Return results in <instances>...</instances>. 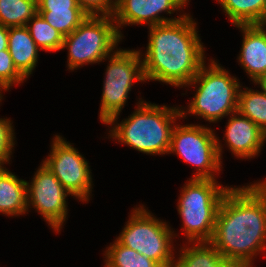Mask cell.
Here are the masks:
<instances>
[{"mask_svg": "<svg viewBox=\"0 0 266 267\" xmlns=\"http://www.w3.org/2000/svg\"><path fill=\"white\" fill-rule=\"evenodd\" d=\"M209 128L197 125L175 126L168 152H176L185 162L198 167L193 179H213L220 170L221 147Z\"/></svg>", "mask_w": 266, "mask_h": 267, "instance_id": "9", "label": "cell"}, {"mask_svg": "<svg viewBox=\"0 0 266 267\" xmlns=\"http://www.w3.org/2000/svg\"><path fill=\"white\" fill-rule=\"evenodd\" d=\"M234 25L262 24L266 0H218Z\"/></svg>", "mask_w": 266, "mask_h": 267, "instance_id": "17", "label": "cell"}, {"mask_svg": "<svg viewBox=\"0 0 266 267\" xmlns=\"http://www.w3.org/2000/svg\"><path fill=\"white\" fill-rule=\"evenodd\" d=\"M110 58L100 109V119L105 124H113L116 121L133 81H145L139 51L117 50Z\"/></svg>", "mask_w": 266, "mask_h": 267, "instance_id": "8", "label": "cell"}, {"mask_svg": "<svg viewBox=\"0 0 266 267\" xmlns=\"http://www.w3.org/2000/svg\"><path fill=\"white\" fill-rule=\"evenodd\" d=\"M31 183L27 182V206L32 204L52 228L59 231L66 218L65 200L69 193L43 164Z\"/></svg>", "mask_w": 266, "mask_h": 267, "instance_id": "11", "label": "cell"}, {"mask_svg": "<svg viewBox=\"0 0 266 267\" xmlns=\"http://www.w3.org/2000/svg\"><path fill=\"white\" fill-rule=\"evenodd\" d=\"M266 241V181L230 188L218 209L210 243L232 267H250Z\"/></svg>", "mask_w": 266, "mask_h": 267, "instance_id": "1", "label": "cell"}, {"mask_svg": "<svg viewBox=\"0 0 266 267\" xmlns=\"http://www.w3.org/2000/svg\"><path fill=\"white\" fill-rule=\"evenodd\" d=\"M38 46L31 37L27 26L9 27L8 51L13 59L15 68L28 78L36 66Z\"/></svg>", "mask_w": 266, "mask_h": 267, "instance_id": "15", "label": "cell"}, {"mask_svg": "<svg viewBox=\"0 0 266 267\" xmlns=\"http://www.w3.org/2000/svg\"><path fill=\"white\" fill-rule=\"evenodd\" d=\"M244 32L239 61L255 83L266 77V31L262 24L236 25Z\"/></svg>", "mask_w": 266, "mask_h": 267, "instance_id": "13", "label": "cell"}, {"mask_svg": "<svg viewBox=\"0 0 266 267\" xmlns=\"http://www.w3.org/2000/svg\"><path fill=\"white\" fill-rule=\"evenodd\" d=\"M81 9L77 0H37V11Z\"/></svg>", "mask_w": 266, "mask_h": 267, "instance_id": "27", "label": "cell"}, {"mask_svg": "<svg viewBox=\"0 0 266 267\" xmlns=\"http://www.w3.org/2000/svg\"><path fill=\"white\" fill-rule=\"evenodd\" d=\"M112 17L88 16L72 33L64 37L62 49L69 48L70 70L86 63L101 62L113 51L122 35L118 26L112 23Z\"/></svg>", "mask_w": 266, "mask_h": 267, "instance_id": "6", "label": "cell"}, {"mask_svg": "<svg viewBox=\"0 0 266 267\" xmlns=\"http://www.w3.org/2000/svg\"><path fill=\"white\" fill-rule=\"evenodd\" d=\"M143 102L130 118L113 127L110 135L143 153H168L174 129L171 123L185 117V111Z\"/></svg>", "mask_w": 266, "mask_h": 267, "instance_id": "3", "label": "cell"}, {"mask_svg": "<svg viewBox=\"0 0 266 267\" xmlns=\"http://www.w3.org/2000/svg\"><path fill=\"white\" fill-rule=\"evenodd\" d=\"M260 86H262L265 90H266V77L264 79H262L260 82H259Z\"/></svg>", "mask_w": 266, "mask_h": 267, "instance_id": "29", "label": "cell"}, {"mask_svg": "<svg viewBox=\"0 0 266 267\" xmlns=\"http://www.w3.org/2000/svg\"><path fill=\"white\" fill-rule=\"evenodd\" d=\"M52 152L43 161L71 195L87 201L91 189V175L87 161L77 150L60 136L53 140Z\"/></svg>", "mask_w": 266, "mask_h": 267, "instance_id": "10", "label": "cell"}, {"mask_svg": "<svg viewBox=\"0 0 266 267\" xmlns=\"http://www.w3.org/2000/svg\"><path fill=\"white\" fill-rule=\"evenodd\" d=\"M190 16L150 26V39L143 59L145 80L173 86L189 84L204 65V49Z\"/></svg>", "mask_w": 266, "mask_h": 267, "instance_id": "2", "label": "cell"}, {"mask_svg": "<svg viewBox=\"0 0 266 267\" xmlns=\"http://www.w3.org/2000/svg\"><path fill=\"white\" fill-rule=\"evenodd\" d=\"M27 182L0 167V212L19 215L27 211Z\"/></svg>", "mask_w": 266, "mask_h": 267, "instance_id": "16", "label": "cell"}, {"mask_svg": "<svg viewBox=\"0 0 266 267\" xmlns=\"http://www.w3.org/2000/svg\"><path fill=\"white\" fill-rule=\"evenodd\" d=\"M8 32L9 28L0 24V51L8 50Z\"/></svg>", "mask_w": 266, "mask_h": 267, "instance_id": "28", "label": "cell"}, {"mask_svg": "<svg viewBox=\"0 0 266 267\" xmlns=\"http://www.w3.org/2000/svg\"><path fill=\"white\" fill-rule=\"evenodd\" d=\"M261 88L263 92L239 90L237 112L249 118L266 133V90L262 86Z\"/></svg>", "mask_w": 266, "mask_h": 267, "instance_id": "20", "label": "cell"}, {"mask_svg": "<svg viewBox=\"0 0 266 267\" xmlns=\"http://www.w3.org/2000/svg\"><path fill=\"white\" fill-rule=\"evenodd\" d=\"M262 25L265 27V25H266V18H265V20L263 21Z\"/></svg>", "mask_w": 266, "mask_h": 267, "instance_id": "30", "label": "cell"}, {"mask_svg": "<svg viewBox=\"0 0 266 267\" xmlns=\"http://www.w3.org/2000/svg\"><path fill=\"white\" fill-rule=\"evenodd\" d=\"M105 254L106 267H161L157 262L122 245L117 239Z\"/></svg>", "mask_w": 266, "mask_h": 267, "instance_id": "21", "label": "cell"}, {"mask_svg": "<svg viewBox=\"0 0 266 267\" xmlns=\"http://www.w3.org/2000/svg\"><path fill=\"white\" fill-rule=\"evenodd\" d=\"M228 120L226 138L231 151L238 157L252 158L261 150L266 140V133L263 132L249 118L239 114Z\"/></svg>", "mask_w": 266, "mask_h": 267, "instance_id": "14", "label": "cell"}, {"mask_svg": "<svg viewBox=\"0 0 266 267\" xmlns=\"http://www.w3.org/2000/svg\"><path fill=\"white\" fill-rule=\"evenodd\" d=\"M25 78L15 68L13 59L8 50L0 51V86L7 90L14 84L20 83Z\"/></svg>", "mask_w": 266, "mask_h": 267, "instance_id": "24", "label": "cell"}, {"mask_svg": "<svg viewBox=\"0 0 266 267\" xmlns=\"http://www.w3.org/2000/svg\"><path fill=\"white\" fill-rule=\"evenodd\" d=\"M209 66L207 69L203 65L188 84H200L188 112L215 122L237 112L240 84L216 62L212 61Z\"/></svg>", "mask_w": 266, "mask_h": 267, "instance_id": "5", "label": "cell"}, {"mask_svg": "<svg viewBox=\"0 0 266 267\" xmlns=\"http://www.w3.org/2000/svg\"><path fill=\"white\" fill-rule=\"evenodd\" d=\"M116 6L113 12V22L121 24H143L148 23L155 26L163 23L179 20L185 16L176 19L162 18L158 16L162 11L171 14V11L180 9L188 0H115ZM120 24V25H119Z\"/></svg>", "mask_w": 266, "mask_h": 267, "instance_id": "12", "label": "cell"}, {"mask_svg": "<svg viewBox=\"0 0 266 267\" xmlns=\"http://www.w3.org/2000/svg\"><path fill=\"white\" fill-rule=\"evenodd\" d=\"M31 26L26 25L36 45L46 51H58L62 49L64 37L37 13L30 21Z\"/></svg>", "mask_w": 266, "mask_h": 267, "instance_id": "22", "label": "cell"}, {"mask_svg": "<svg viewBox=\"0 0 266 267\" xmlns=\"http://www.w3.org/2000/svg\"><path fill=\"white\" fill-rule=\"evenodd\" d=\"M77 3L88 16H99L100 12L101 16H113L116 6L112 0H77Z\"/></svg>", "mask_w": 266, "mask_h": 267, "instance_id": "25", "label": "cell"}, {"mask_svg": "<svg viewBox=\"0 0 266 267\" xmlns=\"http://www.w3.org/2000/svg\"><path fill=\"white\" fill-rule=\"evenodd\" d=\"M178 259L173 267H232L210 242L182 249Z\"/></svg>", "mask_w": 266, "mask_h": 267, "instance_id": "18", "label": "cell"}, {"mask_svg": "<svg viewBox=\"0 0 266 267\" xmlns=\"http://www.w3.org/2000/svg\"><path fill=\"white\" fill-rule=\"evenodd\" d=\"M230 188L218 186L215 179H190L179 198L178 211L190 242H210L218 209Z\"/></svg>", "mask_w": 266, "mask_h": 267, "instance_id": "4", "label": "cell"}, {"mask_svg": "<svg viewBox=\"0 0 266 267\" xmlns=\"http://www.w3.org/2000/svg\"><path fill=\"white\" fill-rule=\"evenodd\" d=\"M37 14V0H0V24L5 27L28 25Z\"/></svg>", "mask_w": 266, "mask_h": 267, "instance_id": "19", "label": "cell"}, {"mask_svg": "<svg viewBox=\"0 0 266 267\" xmlns=\"http://www.w3.org/2000/svg\"><path fill=\"white\" fill-rule=\"evenodd\" d=\"M13 131L10 120L0 119V167L10 158L9 156L14 145Z\"/></svg>", "mask_w": 266, "mask_h": 267, "instance_id": "26", "label": "cell"}, {"mask_svg": "<svg viewBox=\"0 0 266 267\" xmlns=\"http://www.w3.org/2000/svg\"><path fill=\"white\" fill-rule=\"evenodd\" d=\"M49 25L55 28L63 37L72 33L88 15L82 9H60L52 11H37Z\"/></svg>", "mask_w": 266, "mask_h": 267, "instance_id": "23", "label": "cell"}, {"mask_svg": "<svg viewBox=\"0 0 266 267\" xmlns=\"http://www.w3.org/2000/svg\"><path fill=\"white\" fill-rule=\"evenodd\" d=\"M172 233L164 222L152 217L144 208H136L117 240L157 262L161 267H173Z\"/></svg>", "mask_w": 266, "mask_h": 267, "instance_id": "7", "label": "cell"}]
</instances>
